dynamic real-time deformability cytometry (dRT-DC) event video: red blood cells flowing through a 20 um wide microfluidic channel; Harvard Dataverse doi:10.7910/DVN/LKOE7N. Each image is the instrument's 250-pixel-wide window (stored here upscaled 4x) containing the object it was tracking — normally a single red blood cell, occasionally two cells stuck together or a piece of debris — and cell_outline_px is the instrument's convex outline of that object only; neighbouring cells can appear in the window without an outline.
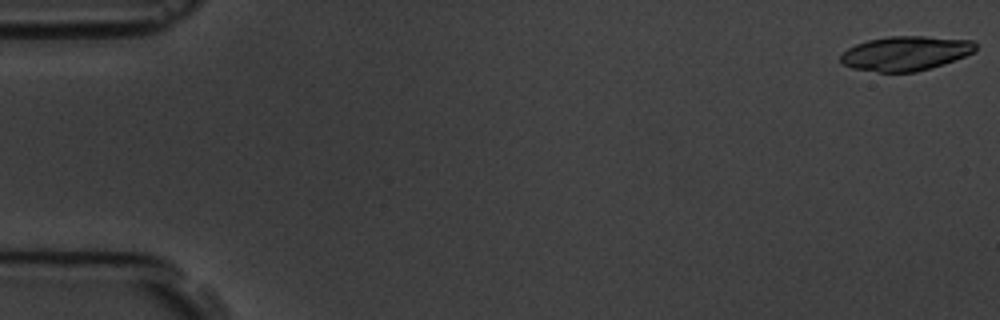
{"species": "common noctule bat (a hibernating species)", "species_latin": "Nyctalus noctula", "temperature_condition": "room temperature", "stored_images_in_passage": 6, "camera_frame_rate_fps": 3000, "um_per_image_px": 0.085, "animal": {"sex": "male", "body_mass_g": 19.5, "forearm_length_mm": 54.6}, "frame": {"image": 1, "passage_image": 1, "time_ms": 0.0, "image_size_px": [1000, 320], "cell_outline_px": [[976, 52], [916, 72], [880, 72], [852, 68], [840, 64], [840, 56], [848, 48], [856, 44], [868, 40], [888, 36], [924, 36], [972, 40], [976, 44]], "centroid_in_image_um": [76.94, 4.53], "position_along_channel_um": 8.1, "area_um2": 26.93}}
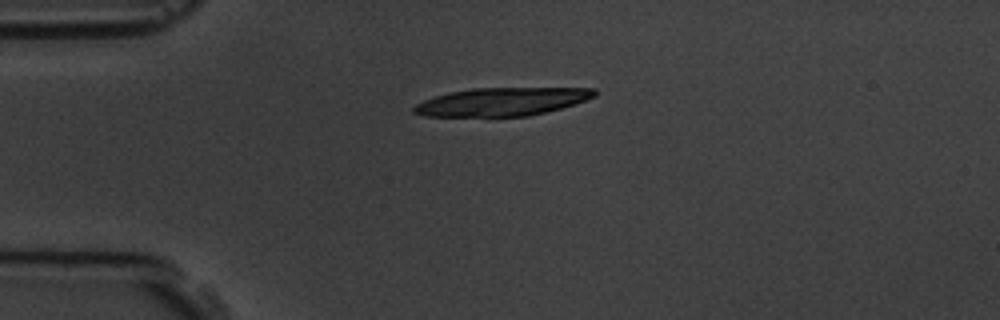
{"frame": {"image": 2, "passage_image": 5, "time_ms": 4.333, "image_size_px": [1000, 320], "cell_outline_px": [[596, 96], [560, 108], [528, 116], [424, 116], [412, 112], [412, 108], [416, 104], [424, 100], [448, 92], [472, 88], [596, 88]], "centroid_in_image_um": [42.62, 8.64], "position_along_channel_um": 42.4, "area_um2": 29.42}}